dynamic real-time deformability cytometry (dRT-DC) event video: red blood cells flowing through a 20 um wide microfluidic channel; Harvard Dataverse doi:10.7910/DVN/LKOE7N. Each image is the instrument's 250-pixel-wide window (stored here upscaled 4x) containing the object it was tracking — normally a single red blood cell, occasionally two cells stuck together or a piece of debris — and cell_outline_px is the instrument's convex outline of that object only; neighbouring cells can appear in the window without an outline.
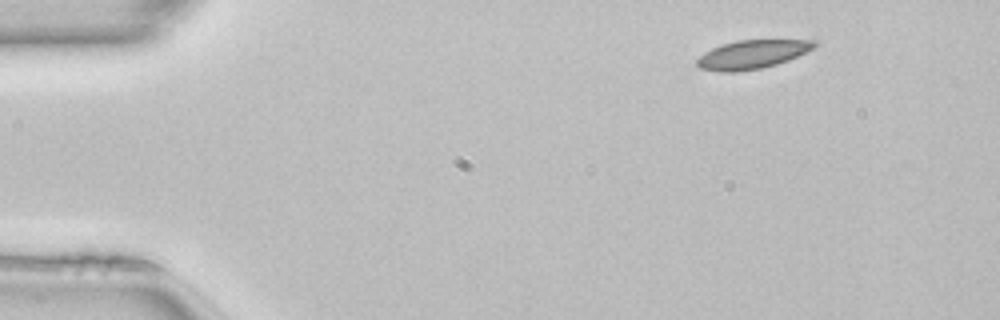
{"species": "common noctule bat (a hibernating species)", "species_latin": "Nyctalus noctula", "temperature_condition": "room temperature", "stored_images_in_passage": 45, "camera_frame_rate_fps": 3000, "um_per_image_px": 0.085, "animal": {"sex": "female", "body_mass_g": 22.7, "forearm_length_mm": 54.2}, "frame": {"image": 1, "passage_image": 1, "time_ms": 0.0, "image_size_px": [1000, 320], "cell_outline_px": [[820, 44], [816, 48], [788, 60], [776, 64], [760, 68], [736, 72], [720, 72], [700, 68], [696, 64], [696, 60], [704, 52], [712, 48], [736, 40], [816, 40]], "centroid_in_image_um": [63.97, 4.62], "position_along_channel_um": 21.0, "area_um2": 19.65}}
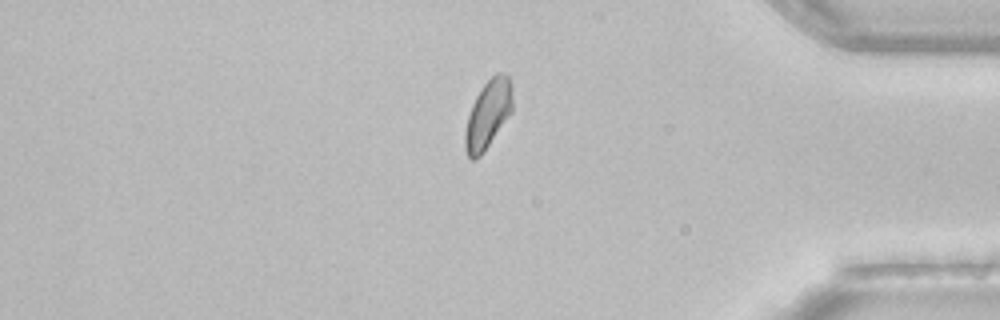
{"frame": {"image": 2, "passage_image": 37, "time_ms": 12.0, "image_size_px": [1000, 320], "cell_outline_px": [[512, 112], [484, 152], [476, 160], [472, 160], [468, 156], [464, 144], [464, 132], [468, 116], [472, 104], [476, 96], [484, 84], [496, 72], [504, 72], [508, 76], [512, 88]], "centroid_in_image_um": [41.48, 9.72], "position_along_channel_um": 393.7, "area_um2": 18.96}}
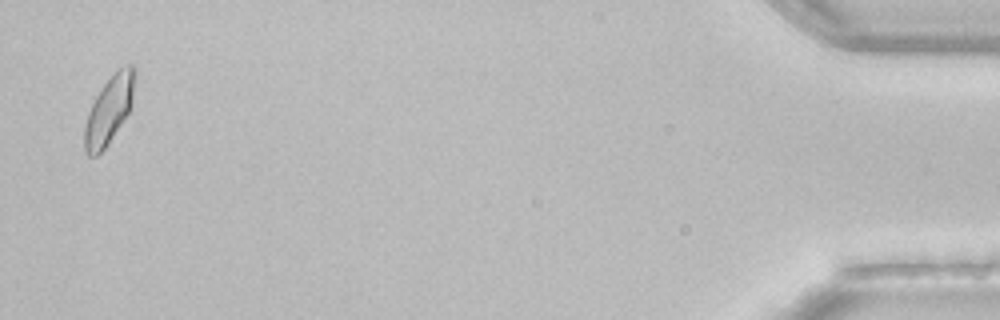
{"frame": {"image": 3, "passage_image": 44, "time_ms": 14.333, "image_size_px": [1000, 320], "cell_outline_px": [[136, 76], [132, 100], [128, 112], [108, 144], [96, 156], [88, 156], [84, 152], [84, 128], [88, 112], [100, 88], [116, 68], [128, 64], [132, 64], [136, 68]], "centroid_in_image_um": [9.27, 9.29], "position_along_channel_um": 425.9, "area_um2": 19.94}, "authors_computed_cell_mechanics": {"area_um2": 19.7098, "velocity_mm_per_s": 4.0832, "shape_relaxation_time_tau1_ms": 4.5077, "shape_relaxation_time_tau2_ms": 3.3627, "deformation_change_tau1": 0.0906, "deformation_change_tau2": 0.055}}